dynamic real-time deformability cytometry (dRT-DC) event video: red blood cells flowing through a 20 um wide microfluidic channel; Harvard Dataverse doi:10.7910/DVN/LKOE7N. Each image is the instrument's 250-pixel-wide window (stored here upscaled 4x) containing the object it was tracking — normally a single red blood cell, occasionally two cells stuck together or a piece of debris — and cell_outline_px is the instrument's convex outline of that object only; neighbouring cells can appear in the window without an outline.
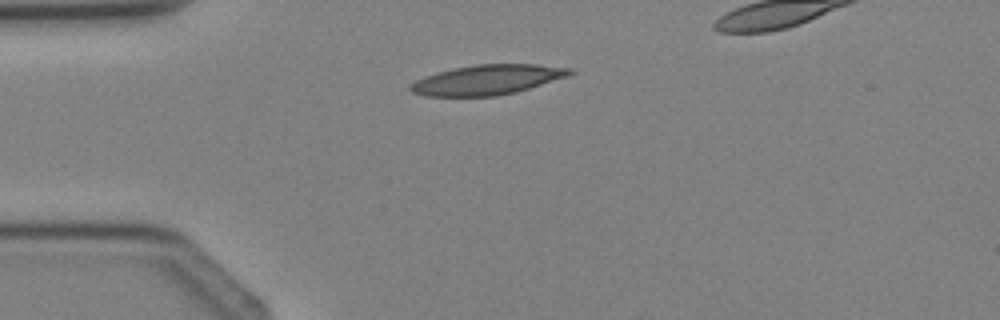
{"species": "Egyptian fruit bat (a non-hibernating species)", "species_latin": "Rousettus aegyptiacus", "temperature_condition": "cold", "stored_images_in_passage": 3, "camera_frame_rate_fps": 3000, "um_per_image_px": 0.085, "animal": {"sex": "female"}, "frame": {"image": 1, "passage_image": 2, "time_ms": 2.0, "image_size_px": [1000, 320], "cell_outline_px": [[576, 72], [568, 76], [516, 92], [496, 96], [424, 96], [412, 92], [408, 88], [416, 80], [424, 76], [452, 68], [476, 64], [536, 64], [572, 68]], "centroid_in_image_um": [41.43, 6.77], "position_along_channel_um": 43.6, "area_um2": 27.8}}